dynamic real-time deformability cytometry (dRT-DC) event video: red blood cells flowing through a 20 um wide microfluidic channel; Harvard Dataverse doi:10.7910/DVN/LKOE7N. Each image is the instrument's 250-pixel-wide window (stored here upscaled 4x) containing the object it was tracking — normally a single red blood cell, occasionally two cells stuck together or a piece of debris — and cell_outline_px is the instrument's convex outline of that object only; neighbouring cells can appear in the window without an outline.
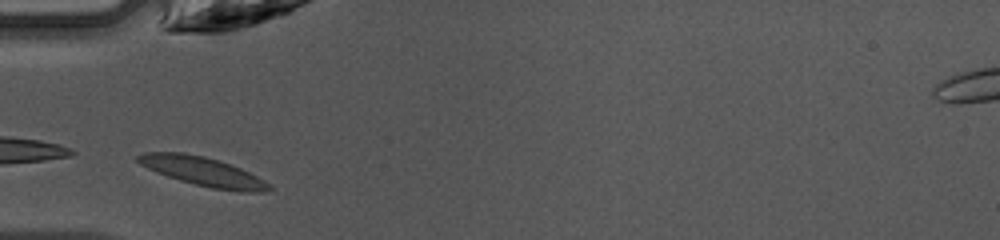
{"species": "common noctule bat (a hibernating species)", "species_latin": "Nyctalus noctula", "temperature_condition": "warm", "stored_images_in_passage": 22, "camera_frame_rate_fps": 3000, "um_per_image_px": 0.085, "animal": {"sex": "female", "body_mass_g": 10.0, "forearm_length_mm": 53.1}, "frame": {"image": 1, "passage_image": 1, "time_ms": 0.0, "image_size_px": [1000, 240], "cell_outline_px": [[272, 188], [268, 192], [240, 192], [212, 188], [180, 180], [156, 172], [140, 164], [136, 160], [136, 156], [144, 152], [184, 152], [204, 156], [240, 168], [264, 180]], "centroid_in_image_um": [17.23, 14.58], "position_along_channel_um": 67.8, "area_um2": 21.91}}
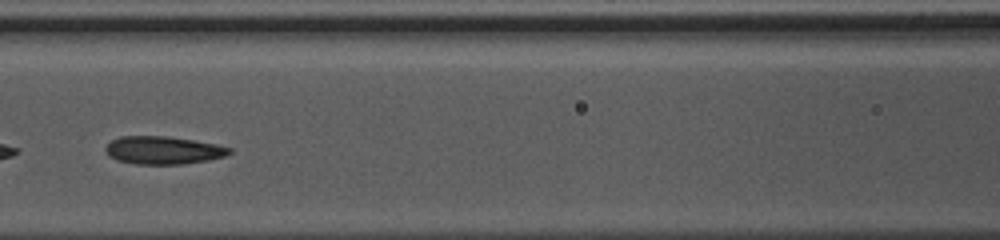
{"frame": {"image": 2, "passage_image": 7, "time_ms": 2.0, "image_size_px": [1000, 240], "cell_outline_px": [[232, 152], [224, 156], [208, 160], [184, 164], [136, 164], [116, 160], [108, 156], [104, 148], [112, 140], [120, 136], [168, 136], [216, 144], [232, 148]], "centroid_in_image_um": [13.85, 12.77], "position_along_channel_um": 152.7, "area_um2": 20.17}}
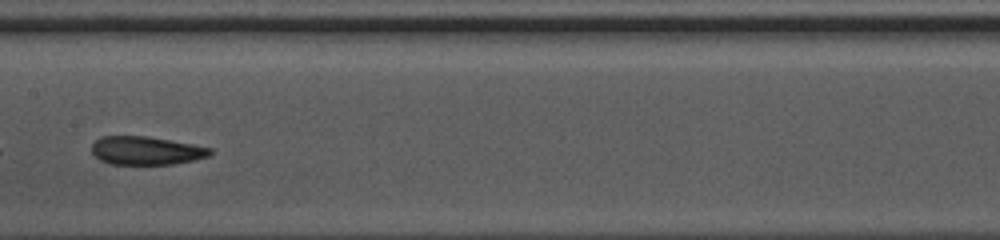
{"frame": {"image": 3, "passage_image": 10, "time_ms": 3.0, "image_size_px": [1000, 240], "cell_outline_px": [[212, 152], [208, 156], [192, 160], [172, 164], [108, 164], [100, 160], [92, 152], [92, 144], [100, 136], [148, 136], [192, 144], [212, 148]], "centroid_in_image_um": [12.39, 12.79], "position_along_channel_um": 195.0, "area_um2": 19.48}}